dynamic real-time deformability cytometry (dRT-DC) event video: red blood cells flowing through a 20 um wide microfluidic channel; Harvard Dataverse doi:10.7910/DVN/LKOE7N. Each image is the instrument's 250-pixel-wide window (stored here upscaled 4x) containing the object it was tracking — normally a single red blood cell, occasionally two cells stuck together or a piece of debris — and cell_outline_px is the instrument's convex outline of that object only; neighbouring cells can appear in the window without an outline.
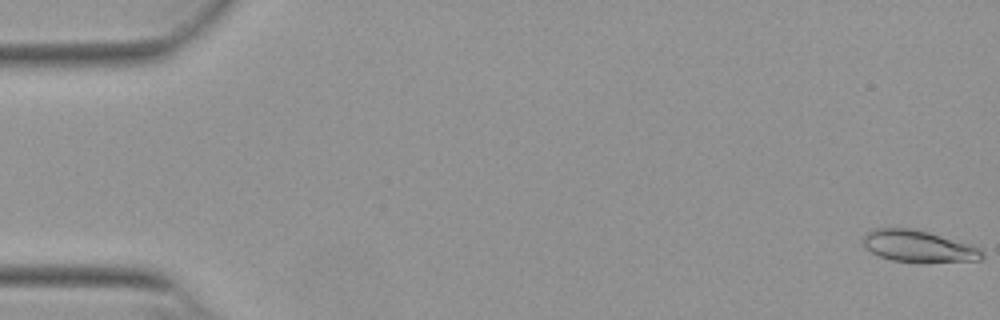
{"species": "Egyptian fruit bat (a non-hibernating species)", "species_latin": "Rousettus aegyptiacus", "temperature_condition": "warm", "stored_images_in_passage": 16, "camera_frame_rate_fps": 3000, "um_per_image_px": 0.085, "animal": {"sex": "female"}, "frame": {"image": 1, "passage_image": 1, "time_ms": 0.0, "image_size_px": [1000, 320], "cell_outline_px": [[984, 256], [980, 260], [892, 260], [880, 256], [864, 248], [860, 244], [860, 240], [872, 228], [916, 228], [972, 244], [980, 248], [984, 252]], "centroid_in_image_um": [78.01, 20.87], "position_along_channel_um": 7.0, "area_um2": 21.68}}
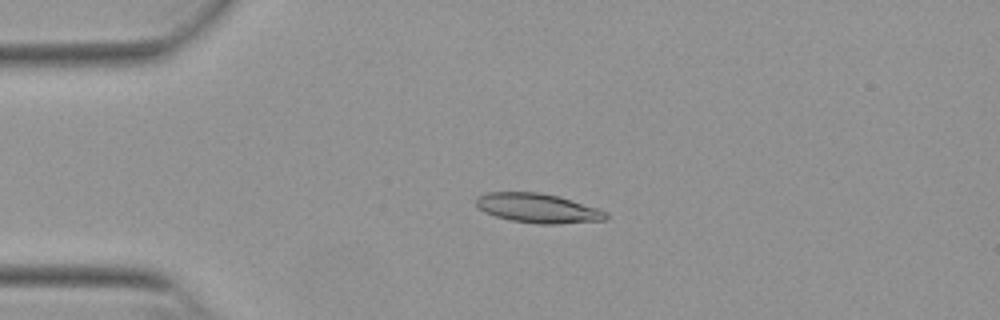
{"frame": {"image": 2, "passage_image": 13, "time_ms": 4.0, "image_size_px": [1000, 320], "cell_outline_px": [[608, 216], [604, 220], [556, 224], [540, 224], [512, 220], [496, 216], [484, 212], [476, 204], [476, 196], [488, 192], [540, 192], [572, 200], [608, 212]], "centroid_in_image_um": [45.7, 17.69], "position_along_channel_um": 39.3, "area_um2": 22.02}}